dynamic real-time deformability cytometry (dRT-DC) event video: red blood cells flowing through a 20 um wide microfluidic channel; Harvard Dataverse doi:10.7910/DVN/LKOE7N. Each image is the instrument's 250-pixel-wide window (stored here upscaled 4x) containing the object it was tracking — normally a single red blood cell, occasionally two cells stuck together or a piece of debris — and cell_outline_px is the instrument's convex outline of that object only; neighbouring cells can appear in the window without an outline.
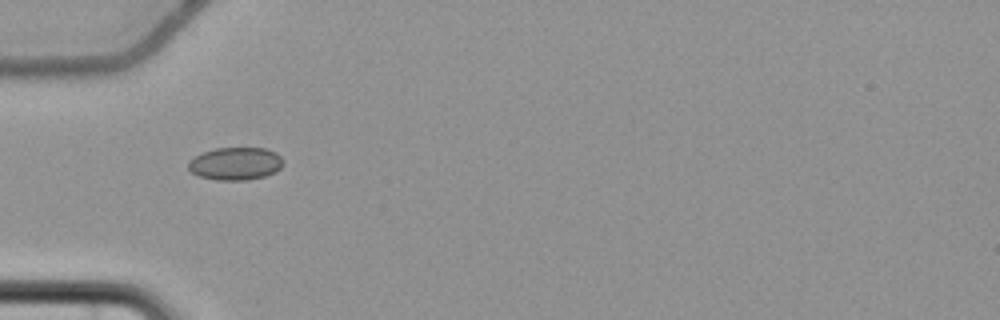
{"species": "common noctule bat (a hibernating species)", "species_latin": "Nyctalus noctula", "temperature_condition": "cold", "stored_images_in_passage": 4, "camera_frame_rate_fps": 3000, "um_per_image_px": 0.085, "animal": {"sex": "female", "body_mass_g": 22.7, "forearm_length_mm": 54.2}, "frame": {"image": 1, "passage_image": 1, "time_ms": 0.0, "image_size_px": [1000, 320], "cell_outline_px": [[284, 164], [276, 172], [264, 176], [244, 180], [216, 180], [200, 176], [192, 172], [188, 168], [188, 160], [204, 152], [216, 148], [264, 148], [276, 152], [284, 160]], "centroid_in_image_um": [20.04, 13.9], "position_along_channel_um": 65.0, "area_um2": 18.09}}
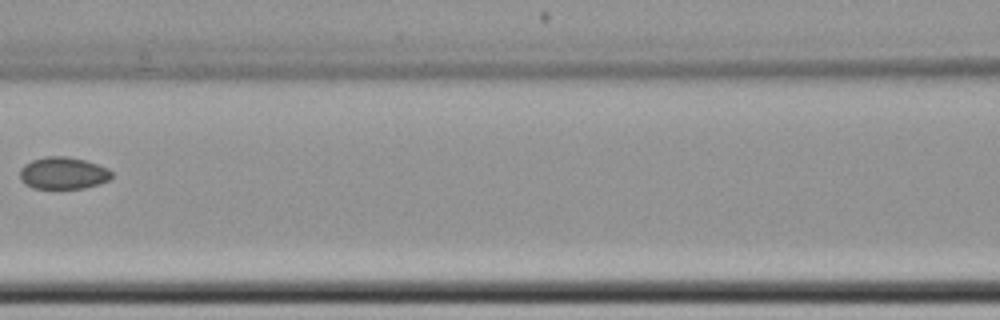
{"frame": {"image": 2, "passage_image": 3, "time_ms": 2.667, "image_size_px": [1000, 320], "cell_outline_px": [[112, 176], [108, 180], [100, 184], [84, 188], [32, 188], [24, 184], [20, 180], [20, 168], [24, 164], [32, 160], [44, 156], [64, 156], [84, 160], [108, 168], [112, 172]], "centroid_in_image_um": [5.34, 14.72], "position_along_channel_um": 161.3, "area_um2": 17.22}}
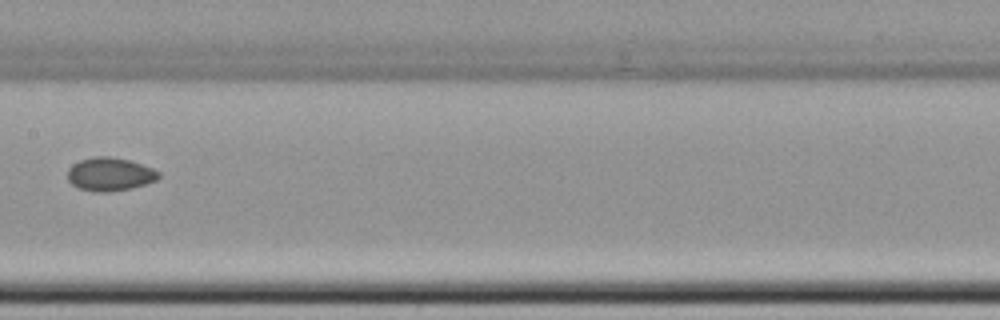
{"frame": {"image": 3, "passage_image": 4, "time_ms": 3.667, "image_size_px": [1000, 320], "cell_outline_px": [[160, 176], [156, 180], [132, 188], [108, 192], [96, 192], [76, 188], [68, 180], [68, 168], [72, 164], [80, 160], [92, 156], [108, 156], [128, 160], [152, 168], [160, 172]], "centroid_in_image_um": [9.3, 14.81], "position_along_channel_um": 198.1, "area_um2": 17.74}}